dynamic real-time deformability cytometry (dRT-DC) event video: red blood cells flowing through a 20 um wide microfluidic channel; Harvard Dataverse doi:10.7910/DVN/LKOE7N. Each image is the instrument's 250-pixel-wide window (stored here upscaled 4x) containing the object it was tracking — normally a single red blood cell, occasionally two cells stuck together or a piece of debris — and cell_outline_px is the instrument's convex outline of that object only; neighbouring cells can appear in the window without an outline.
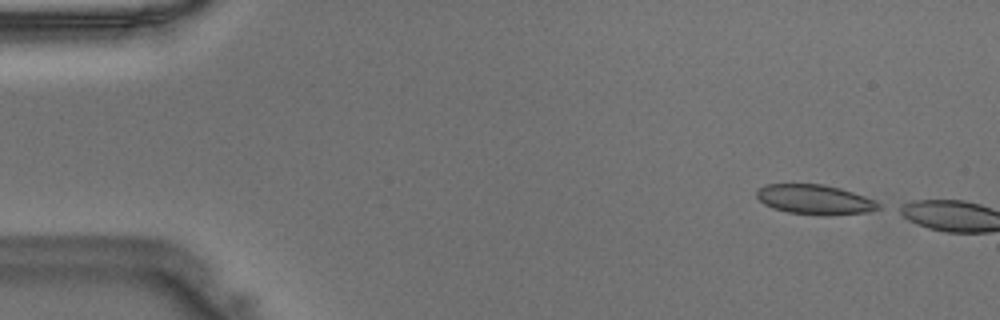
{"species": "Egyptian fruit bat (a non-hibernating species)", "species_latin": "Rousettus aegyptiacus", "temperature_condition": "warm", "stored_images_in_passage": 3, "camera_frame_rate_fps": 3000, "um_per_image_px": 0.085, "animal": {"sex": "male"}, "frame": {"image": 1, "passage_image": 1, "time_ms": 0.0, "image_size_px": [1000, 320], "cell_outline_px": [[880, 208], [864, 212], [824, 216], [788, 212], [772, 208], [764, 204], [756, 196], [756, 188], [764, 184], [824, 184], [840, 188], [864, 196], [880, 204]], "centroid_in_image_um": [69.18, 16.95], "position_along_channel_um": 15.8, "area_um2": 21.1}}